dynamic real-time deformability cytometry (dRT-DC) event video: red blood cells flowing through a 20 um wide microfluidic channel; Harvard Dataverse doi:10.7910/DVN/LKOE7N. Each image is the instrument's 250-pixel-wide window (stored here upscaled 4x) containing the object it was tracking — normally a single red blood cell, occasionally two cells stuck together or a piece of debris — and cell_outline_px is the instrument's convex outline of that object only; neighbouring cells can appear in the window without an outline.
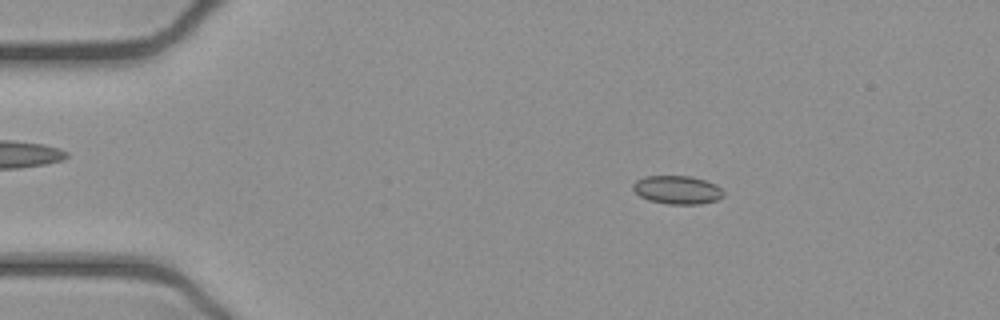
{"species": "common noctule bat (a hibernating species)", "species_latin": "Nyctalus noctula", "temperature_condition": "cold", "stored_images_in_passage": 52, "camera_frame_rate_fps": 3000, "um_per_image_px": 0.085, "animal": {"sex": "female", "body_mass_g": 21.9}, "frame": {"image": 1, "passage_image": 9, "time_ms": 2.667, "image_size_px": [1000, 320], "cell_outline_px": [[724, 196], [716, 200], [700, 204], [668, 204], [648, 200], [640, 196], [632, 188], [632, 184], [636, 180], [644, 176], [692, 176], [716, 184], [724, 192]], "centroid_in_image_um": [57.56, 16.13], "position_along_channel_um": 27.4, "area_um2": 15.03}}
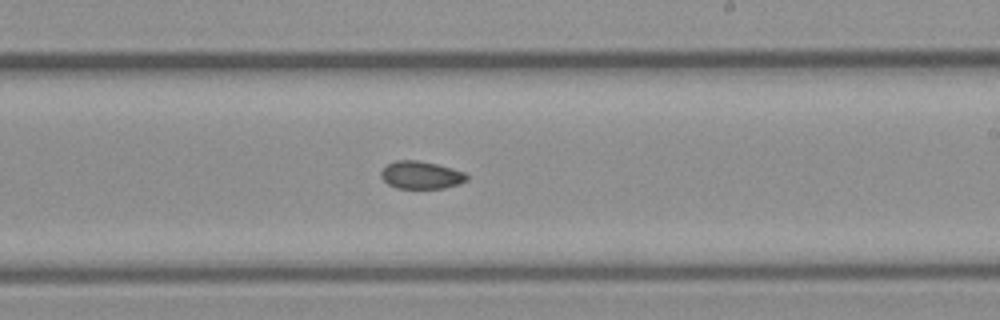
{"frame": {"image": 2, "passage_image": 31, "time_ms": 10.0, "image_size_px": [1000, 320], "cell_outline_px": [[468, 180], [460, 184], [444, 188], [396, 188], [388, 184], [380, 176], [380, 172], [388, 164], [396, 160], [416, 160], [436, 164], [452, 168], [464, 172], [468, 176]], "centroid_in_image_um": [35.8, 14.88], "position_along_channel_um": 253.2, "area_um2": 13.81}}
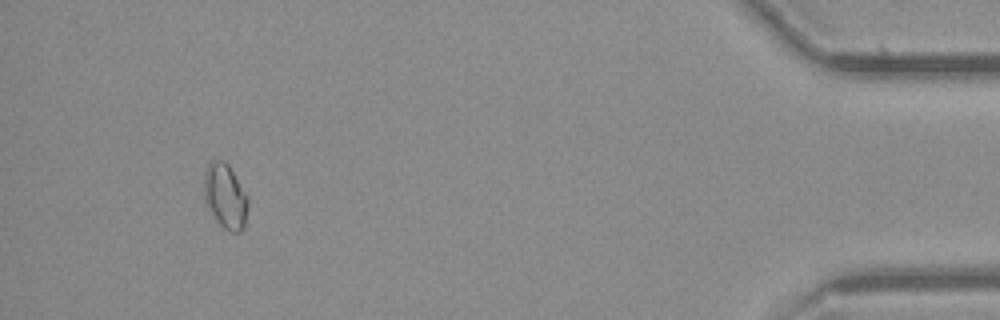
{"frame": {"image": 3, "passage_image": 49, "time_ms": 16.0, "image_size_px": [1000, 320], "cell_outline_px": [[248, 204], [244, 228], [240, 232], [228, 232], [216, 220], [204, 204], [204, 172], [208, 164], [212, 160], [224, 160], [228, 164], [248, 196]], "centroid_in_image_um": [19.13, 16.69], "position_along_channel_um": 416.1, "area_um2": 16.88}, "authors_computed_cell_mechanics": {"area_um2": 14.5656, "velocity_mm_per_s": 3.898, "shape_relaxation_time_tau1_ms": 9.4973, "shape_relaxation_time_tau2_ms": 4.2585, "deformation_change_tau1": 0.0974, "deformation_change_tau2": 0.0575}}